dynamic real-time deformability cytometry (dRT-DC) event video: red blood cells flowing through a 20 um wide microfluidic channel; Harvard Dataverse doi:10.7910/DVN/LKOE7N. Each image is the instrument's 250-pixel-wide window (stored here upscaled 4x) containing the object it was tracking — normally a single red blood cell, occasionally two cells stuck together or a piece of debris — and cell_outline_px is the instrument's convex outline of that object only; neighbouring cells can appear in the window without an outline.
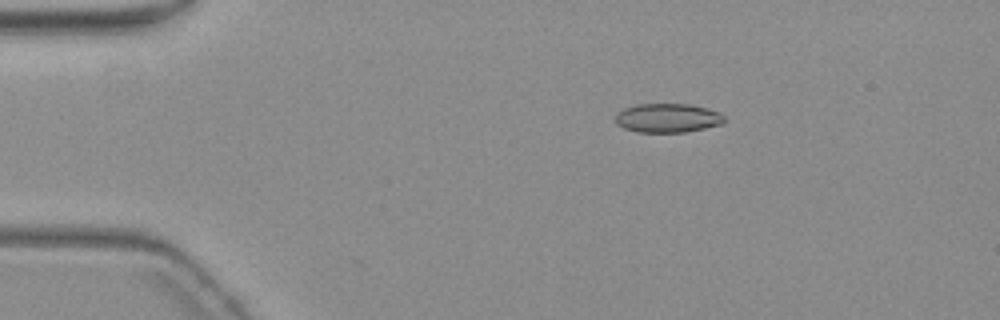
{"species": "common noctule bat (a hibernating species)", "species_latin": "Nyctalus noctula", "temperature_condition": "warm", "stored_images_in_passage": 7, "camera_frame_rate_fps": 3000, "um_per_image_px": 0.085, "animal": {"sex": "female", "body_mass_g": 19.3, "forearm_length_mm": 54.1}, "frame": {"image": 1, "passage_image": 4, "time_ms": 3.333, "image_size_px": [1000, 320], "cell_outline_px": [[724, 124], [684, 132], [636, 132], [624, 128], [616, 124], [616, 112], [624, 108], [636, 104], [688, 104], [704, 108], [716, 112], [724, 116]], "centroid_in_image_um": [56.7, 10.03], "position_along_channel_um": 28.3, "area_um2": 18.32}}
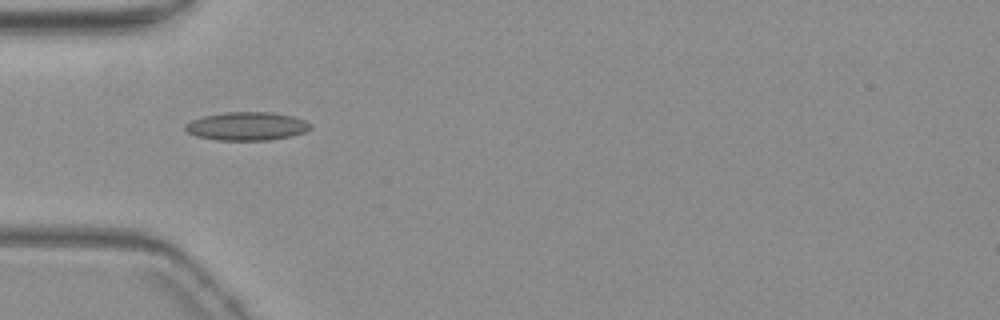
{"frame": {"image": 2, "passage_image": 6, "time_ms": 6.0, "image_size_px": [1000, 320], "cell_outline_px": [[312, 128], [304, 132], [292, 136], [272, 140], [216, 140], [196, 136], [188, 132], [184, 128], [184, 124], [192, 120], [204, 116], [224, 112], [272, 112], [292, 116], [304, 120], [312, 124]], "centroid_in_image_um": [20.99, 10.73], "position_along_channel_um": 64.0, "area_um2": 20.81}}
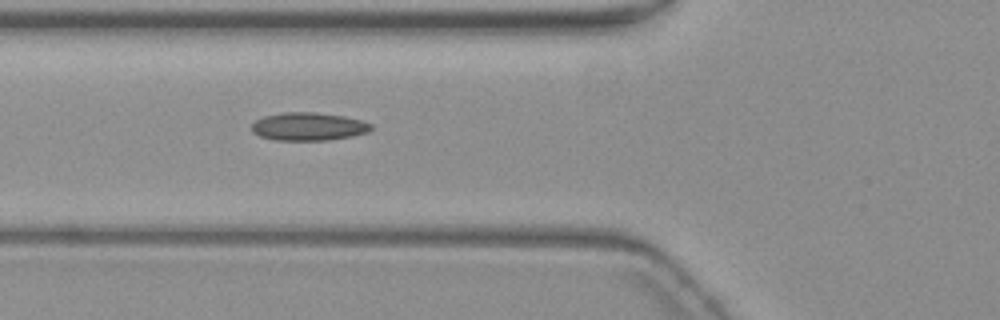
{"frame": {"image": 3, "passage_image": 7, "time_ms": 7.0, "image_size_px": [1000, 320], "cell_outline_px": [[372, 128], [368, 132], [352, 136], [328, 140], [276, 140], [260, 136], [252, 132], [252, 124], [256, 120], [264, 116], [284, 112], [312, 112], [344, 116], [360, 120], [372, 124]], "centroid_in_image_um": [26.21, 10.75], "position_along_channel_um": 99.6, "area_um2": 19.42}}